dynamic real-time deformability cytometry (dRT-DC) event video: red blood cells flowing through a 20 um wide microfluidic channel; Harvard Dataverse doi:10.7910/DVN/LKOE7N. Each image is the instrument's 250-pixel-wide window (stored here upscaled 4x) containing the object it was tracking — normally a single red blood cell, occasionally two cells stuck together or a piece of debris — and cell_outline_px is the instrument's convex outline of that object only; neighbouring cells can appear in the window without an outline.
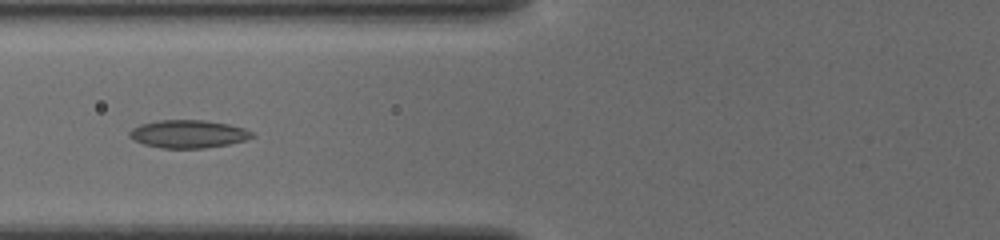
{"species": "common noctule bat (a hibernating species)", "species_latin": "Nyctalus noctula", "temperature_condition": "cold", "stored_images_in_passage": 37, "camera_frame_rate_fps": 3000, "um_per_image_px": 0.085, "animal": {"sex": "female", "body_mass_g": 19.5, "forearm_length_mm": 54.1}, "frame": {"image": 1, "passage_image": 6, "time_ms": 1.667, "image_size_px": [1000, 240], "cell_outline_px": [[256, 136], [244, 140], [228, 144], [204, 148], [160, 148], [144, 144], [128, 136], [128, 132], [132, 128], [140, 124], [160, 120], [204, 120], [228, 124], [244, 128], [256, 132]], "centroid_in_image_um": [16.02, 11.38], "position_along_channel_um": 109.8, "area_um2": 20.0}}
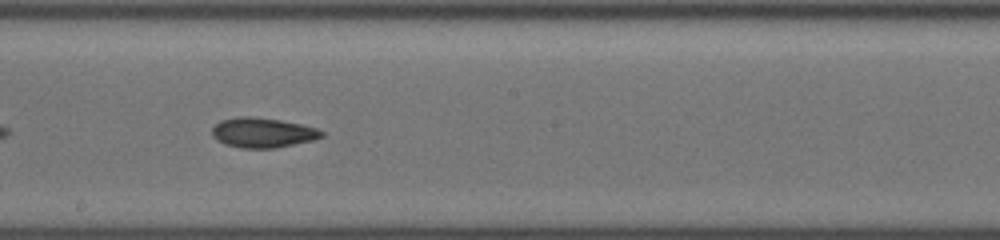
{"frame": {"image": 2, "passage_image": 15, "time_ms": 4.667, "image_size_px": [1000, 240], "cell_outline_px": [[324, 136], [312, 140], [276, 148], [240, 148], [224, 144], [216, 140], [212, 136], [212, 128], [220, 120], [240, 116], [248, 116], [280, 120], [300, 124], [316, 128], [324, 132]], "centroid_in_image_um": [22.29, 11.28], "position_along_channel_um": 225.9, "area_um2": 19.07}}
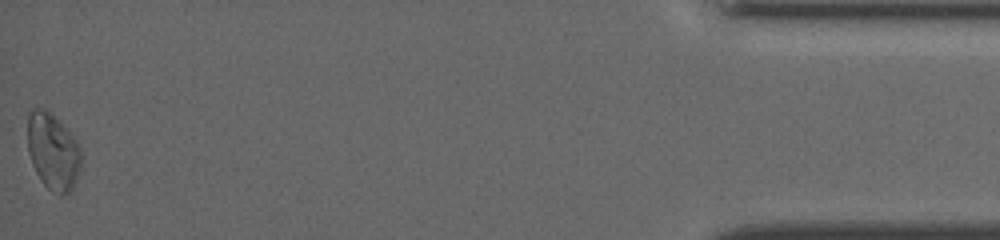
{"frame": {"image": 3, "passage_image": 37, "time_ms": 12.0, "image_size_px": [1000, 240], "cell_outline_px": [[80, 168], [72, 188], [68, 192], [52, 192], [40, 180], [32, 164], [28, 152], [28, 116], [36, 108], [44, 108], [52, 112], [72, 136], [80, 148]], "centroid_in_image_um": [4.48, 12.85], "position_along_channel_um": 430.7, "area_um2": 23.41}, "authors_computed_cell_mechanics": {"area_um2": 19.2474, "velocity_mm_per_s": 3.8655, "shape_relaxation_time_tau1_ms": null, "shape_relaxation_time_tau2_ms": 7.5914, "deformation_change_tau1": null, "deformation_change_tau2": 0.1413}}